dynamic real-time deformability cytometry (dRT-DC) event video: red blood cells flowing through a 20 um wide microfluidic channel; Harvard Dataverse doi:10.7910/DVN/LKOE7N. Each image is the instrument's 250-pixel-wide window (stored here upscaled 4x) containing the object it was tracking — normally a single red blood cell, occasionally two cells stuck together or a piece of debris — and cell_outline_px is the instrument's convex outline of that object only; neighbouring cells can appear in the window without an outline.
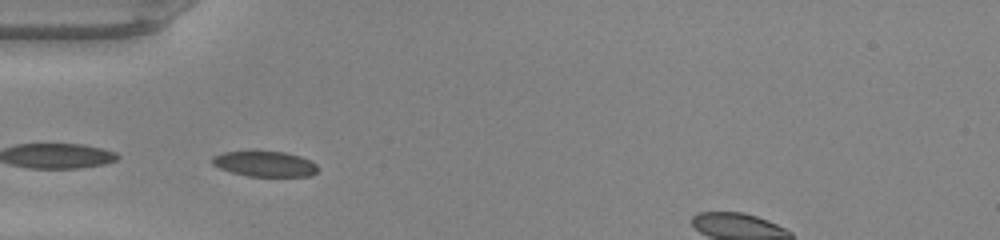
{"species": "common noctule bat (a hibernating species)", "species_latin": "Nyctalus noctula", "temperature_condition": "warm", "stored_images_in_passage": 36, "camera_frame_rate_fps": 3000, "um_per_image_px": 0.085, "animal": {"sex": "male", "body_mass_g": 20.0, "forearm_length_mm": 53.3}, "frame": {"image": 1, "passage_image": 5, "time_ms": 1.333, "image_size_px": [1000, 240], "cell_outline_px": [[316, 172], [312, 176], [248, 176], [232, 172], [220, 168], [212, 164], [212, 156], [224, 152], [284, 152], [300, 156], [316, 164]], "centroid_in_image_um": [22.5, 13.94], "position_along_channel_um": 62.5, "area_um2": 15.32}}
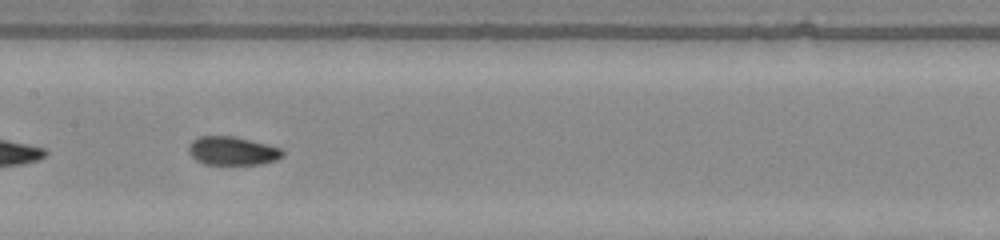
{"frame": {"image": 2, "passage_image": 14, "time_ms": 4.333, "image_size_px": [1000, 240], "cell_outline_px": [[284, 156], [276, 160], [260, 164], [204, 164], [196, 160], [188, 152], [188, 148], [192, 140], [200, 136], [236, 136], [268, 144], [280, 148], [284, 152]], "centroid_in_image_um": [19.76, 12.82], "position_along_channel_um": 187.6, "area_um2": 15.72}}
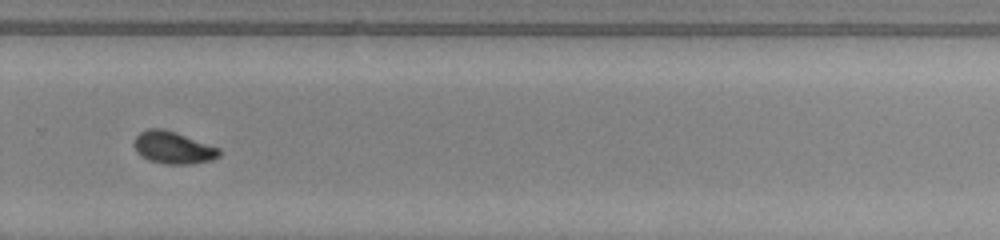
{"frame": {"image": 3, "passage_image": 23, "time_ms": 7.333, "image_size_px": [1000, 240], "cell_outline_px": [[220, 156], [212, 160], [192, 164], [164, 164], [148, 160], [140, 156], [136, 152], [132, 144], [136, 136], [140, 132], [148, 128], [160, 128], [220, 148]], "centroid_in_image_um": [14.67, 12.57], "position_along_channel_um": 315.1, "area_um2": 15.95}, "authors_computed_cell_mechanics": {"area_um2": 16.0684, "velocity_mm_per_s": 4.2584, "shape_relaxation_time_tau1_ms": 5.4432, "shape_relaxation_time_tau2_ms": 1.2752, "deformation_change_tau1": 0.1695, "deformation_change_tau2": 0.057}}